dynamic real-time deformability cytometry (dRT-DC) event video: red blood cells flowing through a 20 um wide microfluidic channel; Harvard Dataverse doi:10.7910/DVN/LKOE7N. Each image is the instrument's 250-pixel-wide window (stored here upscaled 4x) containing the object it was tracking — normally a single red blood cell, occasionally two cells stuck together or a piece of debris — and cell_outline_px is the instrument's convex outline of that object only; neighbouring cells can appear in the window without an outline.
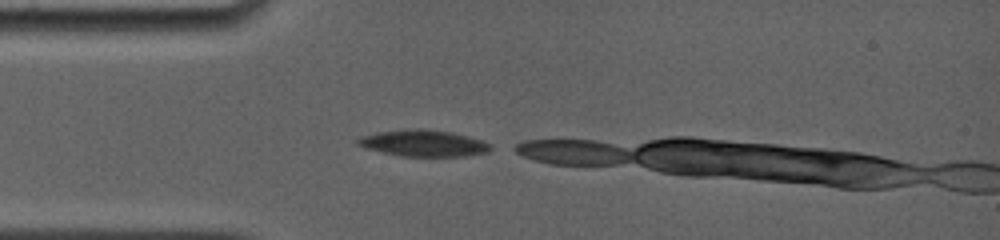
{"species": "common noctule bat (a hibernating species)", "species_latin": "Nyctalus noctula", "temperature_condition": "room temperature", "stored_images_in_passage": 3, "camera_frame_rate_fps": 4000, "um_per_image_px": 0.085, "animal": {"sex": "female", "body_mass_g": 19.0, "forearm_length_mm": 56.7}, "frame": {"image": 1, "passage_image": 1, "time_ms": 0.0, "image_size_px": [1000, 240], "cell_outline_px": [[492, 148], [488, 152], [464, 156], [400, 156], [364, 148], [356, 144], [356, 140], [360, 136], [376, 132], [404, 128], [424, 128], [452, 132], [480, 140], [492, 144]], "centroid_in_image_um": [35.94, 12.16], "position_along_channel_um": 49.1, "area_um2": 20.75}}